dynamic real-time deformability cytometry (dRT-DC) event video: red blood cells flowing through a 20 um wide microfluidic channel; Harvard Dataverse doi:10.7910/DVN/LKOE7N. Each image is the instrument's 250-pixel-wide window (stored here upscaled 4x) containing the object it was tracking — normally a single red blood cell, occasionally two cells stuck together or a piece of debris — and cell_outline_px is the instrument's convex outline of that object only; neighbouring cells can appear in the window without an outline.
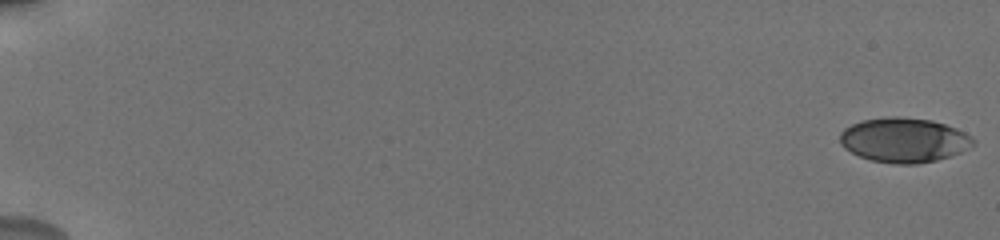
{"species": "human", "species_latin": "Homo sapiens", "temperature_condition": "cold", "stored_images_in_passage": 57, "camera_frame_rate_fps": 3000, "um_per_image_px": 0.085, "donor": {"sex": "male"}, "frame": {"image": 1, "passage_image": 1, "time_ms": 0.0, "image_size_px": [1000, 240], "cell_outline_px": [[976, 144], [960, 152], [936, 160], [916, 164], [892, 164], [872, 160], [860, 156], [844, 148], [840, 144], [840, 132], [844, 128], [852, 124], [864, 120], [888, 116], [900, 116], [932, 120], [956, 128], [972, 136], [976, 140]], "centroid_in_image_um": [76.84, 11.9], "position_along_channel_um": 8.2, "area_um2": 34.74}}
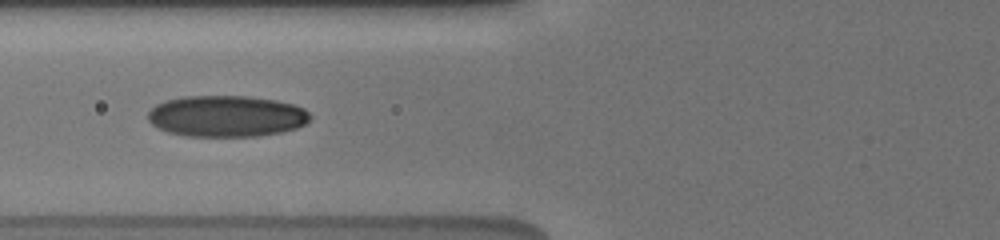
{"frame": {"image": 2, "passage_image": 45, "time_ms": 8.0, "image_size_px": [1000, 240], "cell_outline_px": [[312, 116], [304, 124], [296, 128], [280, 132], [260, 136], [184, 136], [168, 132], [156, 128], [148, 120], [148, 112], [156, 104], [164, 100], [184, 96], [248, 96], [276, 100], [292, 104], [304, 108]], "centroid_in_image_um": [19.22, 9.87], "position_along_channel_um": 106.6, "area_um2": 39.25}}
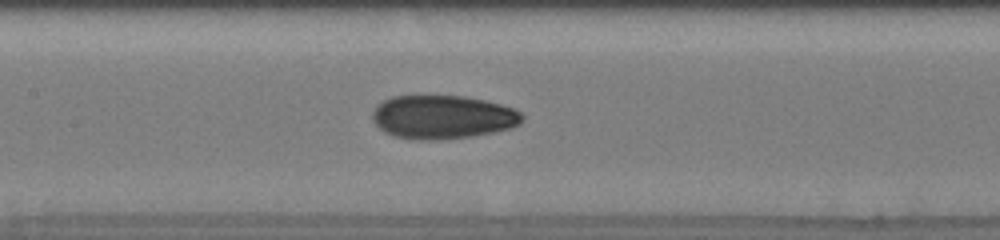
{"frame": {"image": 3, "passage_image": 54, "time_ms": 9.667, "image_size_px": [1000, 240], "cell_outline_px": [[524, 120], [520, 124], [512, 128], [472, 136], [440, 140], [420, 140], [392, 136], [384, 132], [372, 120], [372, 112], [376, 104], [392, 96], [464, 96], [484, 100], [500, 104], [512, 108], [520, 112], [524, 116]], "centroid_in_image_um": [37.61, 9.95], "position_along_channel_um": 169.8, "area_um2": 38.26}}